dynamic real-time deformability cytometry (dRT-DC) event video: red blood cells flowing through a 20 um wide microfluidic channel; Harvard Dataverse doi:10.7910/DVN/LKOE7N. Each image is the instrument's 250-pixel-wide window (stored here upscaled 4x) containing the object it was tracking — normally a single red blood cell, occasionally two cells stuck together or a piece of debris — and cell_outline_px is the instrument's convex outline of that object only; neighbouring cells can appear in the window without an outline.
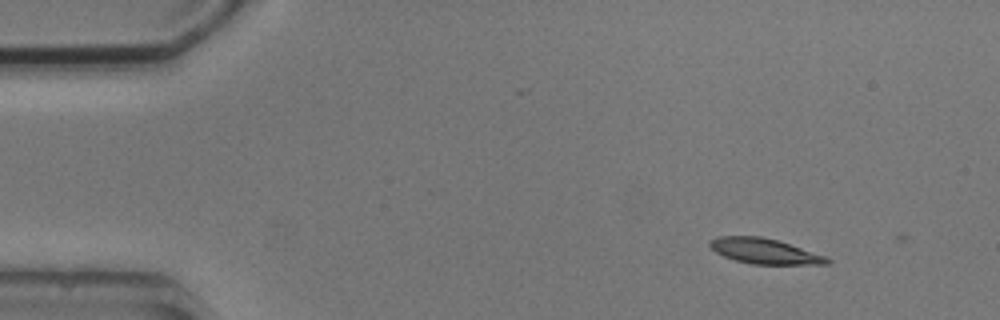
{"species": "common noctule bat (a hibernating species)", "species_latin": "Nyctalus noctula", "temperature_condition": "cold", "stored_images_in_passage": 3, "camera_frame_rate_fps": 3000, "um_per_image_px": 0.085, "animal": {"sex": "male", "body_mass_g": 20.5, "forearm_length_mm": 52.5}, "frame": {"image": 1, "passage_image": 1, "time_ms": 0.0, "image_size_px": [1000, 320], "cell_outline_px": [[832, 260], [828, 264], [752, 264], [736, 260], [724, 256], [716, 252], [708, 244], [712, 240], [720, 236], [760, 236], [776, 240], [828, 256]], "centroid_in_image_um": [65.03, 21.35], "position_along_channel_um": 20.0, "area_um2": 17.11}}